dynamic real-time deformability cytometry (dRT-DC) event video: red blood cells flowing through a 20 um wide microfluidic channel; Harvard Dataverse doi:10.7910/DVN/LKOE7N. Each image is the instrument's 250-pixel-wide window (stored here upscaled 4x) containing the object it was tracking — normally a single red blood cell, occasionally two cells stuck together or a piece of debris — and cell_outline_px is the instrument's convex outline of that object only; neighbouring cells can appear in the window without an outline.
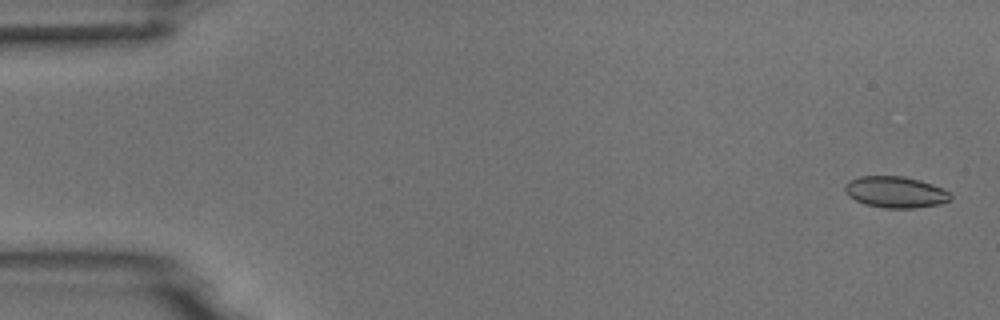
{"species": "common noctule bat (a hibernating species)", "species_latin": "Nyctalus noctula", "temperature_condition": "room temperature", "stored_images_in_passage": 5, "camera_frame_rate_fps": 3000, "um_per_image_px": 0.085, "animal": {"sex": "male", "body_mass_g": 18.8}, "frame": {"image": 1, "passage_image": 1, "time_ms": 0.0, "image_size_px": [1000, 320], "cell_outline_px": [[952, 200], [940, 204], [912, 208], [884, 208], [864, 204], [848, 196], [844, 192], [844, 184], [848, 180], [860, 176], [904, 176], [920, 180], [944, 188], [952, 196]], "centroid_in_image_um": [76.1, 16.32], "position_along_channel_um": 8.9, "area_um2": 19.54}}
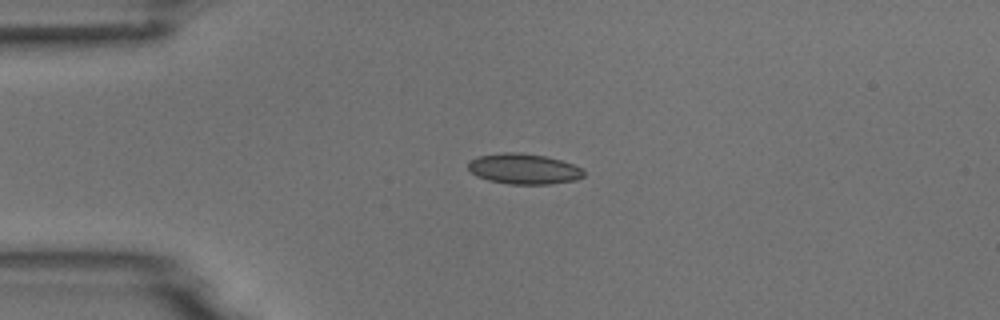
{"frame": {"image": 2, "passage_image": 4, "time_ms": 3.667, "image_size_px": [1000, 320], "cell_outline_px": [[584, 176], [576, 180], [548, 184], [508, 184], [488, 180], [476, 176], [468, 168], [468, 160], [476, 156], [500, 152], [520, 152], [544, 156], [560, 160], [572, 164], [580, 168], [584, 172]], "centroid_in_image_um": [44.47, 14.35], "position_along_channel_um": 40.5, "area_um2": 20.63}}